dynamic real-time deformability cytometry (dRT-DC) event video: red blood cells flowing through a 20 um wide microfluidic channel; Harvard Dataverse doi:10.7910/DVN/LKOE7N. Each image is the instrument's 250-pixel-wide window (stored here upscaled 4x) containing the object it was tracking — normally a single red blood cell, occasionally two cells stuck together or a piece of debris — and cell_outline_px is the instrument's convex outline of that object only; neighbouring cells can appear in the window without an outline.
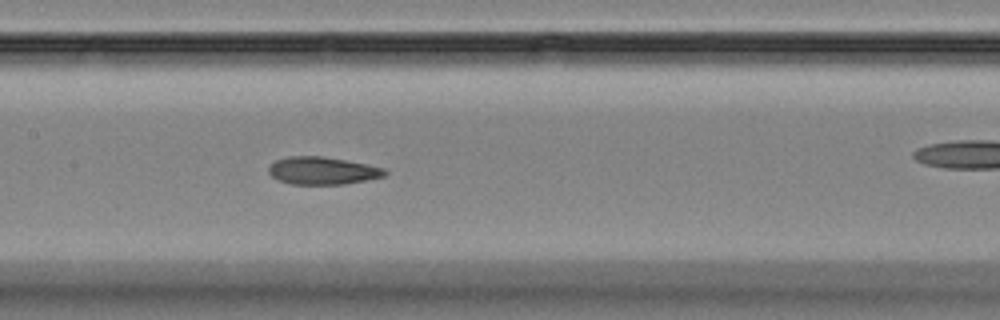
{"species": "Egyptian fruit bat (a non-hibernating species)", "species_latin": "Rousettus aegyptiacus", "temperature_condition": "room temperature", "stored_images_in_passage": 8, "segment_of_instrument_passage": [1, 2], "camera_frame_rate_fps": 3000, "um_per_image_px": 0.085, "animal": {"sex": "female"}, "frame": {"image": 1, "passage_image": 7, "time_ms": 7.667, "image_size_px": [1000, 320], "cell_outline_px": [[388, 172], [384, 176], [344, 184], [292, 184], [276, 180], [268, 172], [268, 168], [276, 160], [288, 156], [324, 156], [384, 168]], "centroid_in_image_um": [27.37, 14.51], "position_along_channel_um": 180.0, "area_um2": 18.5}}